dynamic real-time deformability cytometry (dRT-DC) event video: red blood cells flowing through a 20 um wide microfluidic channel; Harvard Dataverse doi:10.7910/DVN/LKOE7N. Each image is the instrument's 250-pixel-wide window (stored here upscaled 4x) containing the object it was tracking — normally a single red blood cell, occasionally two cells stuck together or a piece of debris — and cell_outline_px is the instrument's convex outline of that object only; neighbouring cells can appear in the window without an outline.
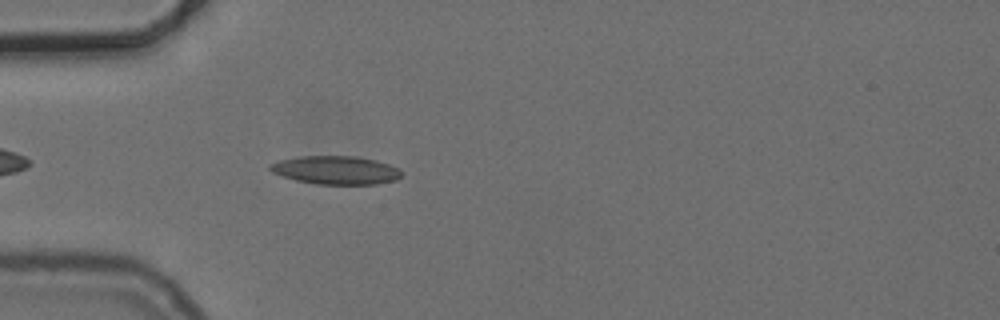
{"species": "common noctule bat (a hibernating species)", "species_latin": "Nyctalus noctula", "temperature_condition": "cold", "stored_images_in_passage": 41, "camera_frame_rate_fps": 3000, "um_per_image_px": 0.085, "animal": {"sex": "female", "body_mass_g": 24.6, "forearm_length_mm": 56.2}, "frame": {"image": 1, "passage_image": 5, "time_ms": 1.333, "image_size_px": [1000, 320], "cell_outline_px": [[400, 176], [396, 180], [376, 184], [316, 184], [296, 180], [272, 172], [268, 168], [268, 164], [280, 160], [300, 156], [356, 156], [376, 160], [400, 168]], "centroid_in_image_um": [28.54, 14.45], "position_along_channel_um": 56.5, "area_um2": 21.68}}
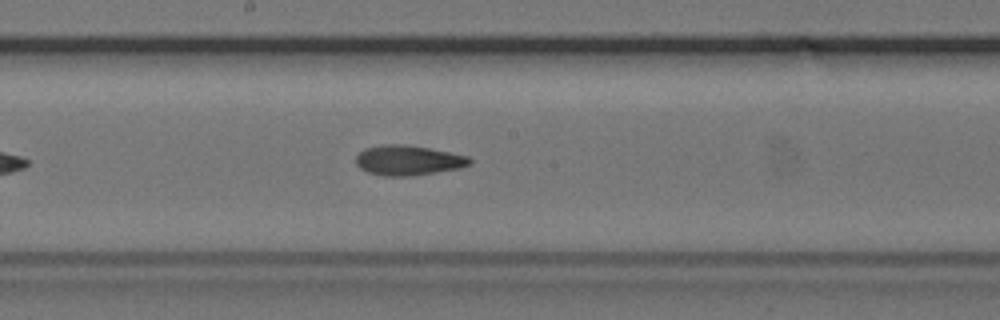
{"frame": {"image": 2, "passage_image": 18, "time_ms": 5.667, "image_size_px": [1000, 320], "cell_outline_px": [[472, 164], [460, 168], [412, 176], [384, 176], [368, 172], [360, 168], [356, 164], [356, 156], [364, 148], [384, 144], [404, 144], [428, 148], [468, 156], [472, 160]], "centroid_in_image_um": [34.69, 13.63], "position_along_channel_um": 213.5, "area_um2": 19.88}}
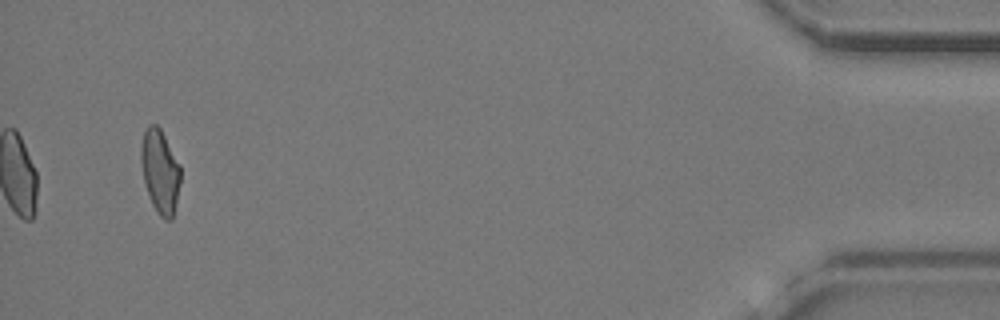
{"frame": {"image": 3, "passage_image": 41, "time_ms": 13.333, "image_size_px": [1000, 320], "cell_outline_px": [[180, 180], [172, 220], [164, 220], [156, 212], [152, 204], [144, 184], [140, 160], [140, 148], [144, 132], [148, 124], [156, 124], [160, 128], [180, 164]], "centroid_in_image_um": [13.58, 14.56], "position_along_channel_um": 421.6, "area_um2": 19.31}, "authors_computed_cell_mechanics": {"area_um2": 19.652, "velocity_mm_per_s": 3.7673, "shape_relaxation_time_tau1_ms": null, "shape_relaxation_time_tau2_ms": 6.4105, "deformation_change_tau1": null, "deformation_change_tau2": 0.1691}}